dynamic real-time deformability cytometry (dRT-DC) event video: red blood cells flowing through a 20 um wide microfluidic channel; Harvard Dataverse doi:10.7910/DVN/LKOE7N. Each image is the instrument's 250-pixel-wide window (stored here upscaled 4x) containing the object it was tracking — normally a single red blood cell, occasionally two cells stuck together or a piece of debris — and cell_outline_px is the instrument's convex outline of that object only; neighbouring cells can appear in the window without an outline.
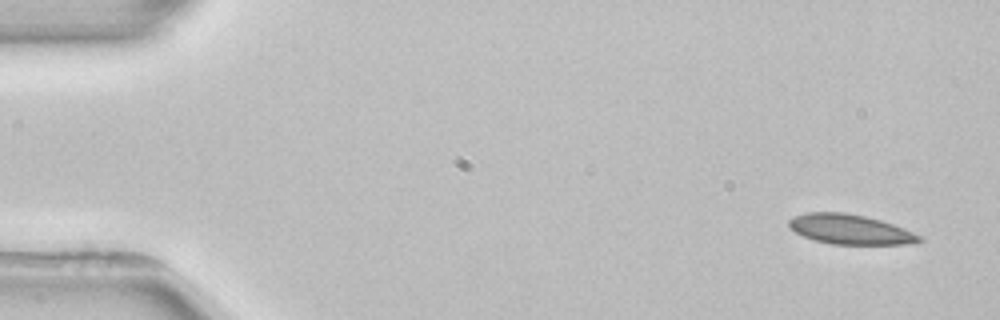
{"species": "common noctule bat (a hibernating species)", "species_latin": "Nyctalus noctula", "temperature_condition": "room temperature", "stored_images_in_passage": 5, "camera_frame_rate_fps": 3000, "um_per_image_px": 0.085, "animal": {"sex": "female", "body_mass_g": 22.7, "forearm_length_mm": 54.2}, "frame": {"image": 1, "passage_image": 1, "time_ms": 0.0, "image_size_px": [1000, 320], "cell_outline_px": [[924, 240], [912, 244], [832, 244], [816, 240], [804, 236], [796, 232], [788, 224], [788, 220], [804, 212], [844, 212], [864, 216], [880, 220], [904, 228], [924, 236]], "centroid_in_image_um": [72.32, 19.49], "position_along_channel_um": 12.7, "area_um2": 22.6}}